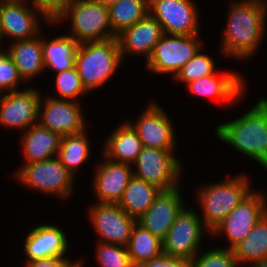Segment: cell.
Masks as SVG:
<instances>
[{"instance_id": "obj_1", "label": "cell", "mask_w": 267, "mask_h": 267, "mask_svg": "<svg viewBox=\"0 0 267 267\" xmlns=\"http://www.w3.org/2000/svg\"><path fill=\"white\" fill-rule=\"evenodd\" d=\"M229 6L220 53L246 60L255 55L266 33L267 6L246 0L231 1Z\"/></svg>"}, {"instance_id": "obj_2", "label": "cell", "mask_w": 267, "mask_h": 267, "mask_svg": "<svg viewBox=\"0 0 267 267\" xmlns=\"http://www.w3.org/2000/svg\"><path fill=\"white\" fill-rule=\"evenodd\" d=\"M220 141L267 167V97L258 99L249 111L215 127Z\"/></svg>"}, {"instance_id": "obj_3", "label": "cell", "mask_w": 267, "mask_h": 267, "mask_svg": "<svg viewBox=\"0 0 267 267\" xmlns=\"http://www.w3.org/2000/svg\"><path fill=\"white\" fill-rule=\"evenodd\" d=\"M252 188L244 174L198 188L196 198L201 209L200 217L210 233L253 191Z\"/></svg>"}, {"instance_id": "obj_4", "label": "cell", "mask_w": 267, "mask_h": 267, "mask_svg": "<svg viewBox=\"0 0 267 267\" xmlns=\"http://www.w3.org/2000/svg\"><path fill=\"white\" fill-rule=\"evenodd\" d=\"M117 38L81 43L75 54V64L82 84L89 92L103 86L122 63Z\"/></svg>"}, {"instance_id": "obj_5", "label": "cell", "mask_w": 267, "mask_h": 267, "mask_svg": "<svg viewBox=\"0 0 267 267\" xmlns=\"http://www.w3.org/2000/svg\"><path fill=\"white\" fill-rule=\"evenodd\" d=\"M66 20L71 24L67 35L79 44L117 37L111 28L108 7L94 0H70L52 24Z\"/></svg>"}, {"instance_id": "obj_6", "label": "cell", "mask_w": 267, "mask_h": 267, "mask_svg": "<svg viewBox=\"0 0 267 267\" xmlns=\"http://www.w3.org/2000/svg\"><path fill=\"white\" fill-rule=\"evenodd\" d=\"M14 178L26 188L66 199L72 195L75 177L57 157L22 165Z\"/></svg>"}, {"instance_id": "obj_7", "label": "cell", "mask_w": 267, "mask_h": 267, "mask_svg": "<svg viewBox=\"0 0 267 267\" xmlns=\"http://www.w3.org/2000/svg\"><path fill=\"white\" fill-rule=\"evenodd\" d=\"M174 150H162L143 146L136 161L132 164L133 176L156 186L162 191L180 186L181 163Z\"/></svg>"}, {"instance_id": "obj_8", "label": "cell", "mask_w": 267, "mask_h": 267, "mask_svg": "<svg viewBox=\"0 0 267 267\" xmlns=\"http://www.w3.org/2000/svg\"><path fill=\"white\" fill-rule=\"evenodd\" d=\"M205 231L210 234L197 211L184 206L162 240L163 254L191 261L200 250Z\"/></svg>"}, {"instance_id": "obj_9", "label": "cell", "mask_w": 267, "mask_h": 267, "mask_svg": "<svg viewBox=\"0 0 267 267\" xmlns=\"http://www.w3.org/2000/svg\"><path fill=\"white\" fill-rule=\"evenodd\" d=\"M200 34L169 35L163 34L155 45L151 57L146 62V69L156 74L175 75L179 70L202 50Z\"/></svg>"}, {"instance_id": "obj_10", "label": "cell", "mask_w": 267, "mask_h": 267, "mask_svg": "<svg viewBox=\"0 0 267 267\" xmlns=\"http://www.w3.org/2000/svg\"><path fill=\"white\" fill-rule=\"evenodd\" d=\"M261 193L254 189L210 234L214 237L225 235L229 243L227 248L243 240L267 212V199Z\"/></svg>"}, {"instance_id": "obj_11", "label": "cell", "mask_w": 267, "mask_h": 267, "mask_svg": "<svg viewBox=\"0 0 267 267\" xmlns=\"http://www.w3.org/2000/svg\"><path fill=\"white\" fill-rule=\"evenodd\" d=\"M149 14L160 23L164 34L200 33V13L194 0H149Z\"/></svg>"}, {"instance_id": "obj_12", "label": "cell", "mask_w": 267, "mask_h": 267, "mask_svg": "<svg viewBox=\"0 0 267 267\" xmlns=\"http://www.w3.org/2000/svg\"><path fill=\"white\" fill-rule=\"evenodd\" d=\"M41 96L38 123L61 136L75 135L86 130L85 118L79 101ZM43 99V100H42Z\"/></svg>"}, {"instance_id": "obj_13", "label": "cell", "mask_w": 267, "mask_h": 267, "mask_svg": "<svg viewBox=\"0 0 267 267\" xmlns=\"http://www.w3.org/2000/svg\"><path fill=\"white\" fill-rule=\"evenodd\" d=\"M99 241L126 247L137 219L129 216L118 204L96 202L89 212Z\"/></svg>"}, {"instance_id": "obj_14", "label": "cell", "mask_w": 267, "mask_h": 267, "mask_svg": "<svg viewBox=\"0 0 267 267\" xmlns=\"http://www.w3.org/2000/svg\"><path fill=\"white\" fill-rule=\"evenodd\" d=\"M27 4L25 0H1L0 21L3 39L8 37L13 42L36 37L41 33L40 15L46 23L52 24L40 10Z\"/></svg>"}, {"instance_id": "obj_15", "label": "cell", "mask_w": 267, "mask_h": 267, "mask_svg": "<svg viewBox=\"0 0 267 267\" xmlns=\"http://www.w3.org/2000/svg\"><path fill=\"white\" fill-rule=\"evenodd\" d=\"M41 92L35 87L0 95V126L26 131L38 123Z\"/></svg>"}, {"instance_id": "obj_16", "label": "cell", "mask_w": 267, "mask_h": 267, "mask_svg": "<svg viewBox=\"0 0 267 267\" xmlns=\"http://www.w3.org/2000/svg\"><path fill=\"white\" fill-rule=\"evenodd\" d=\"M127 122L137 132L143 146L162 150H175L174 124L164 109L154 102L147 104L135 122Z\"/></svg>"}, {"instance_id": "obj_17", "label": "cell", "mask_w": 267, "mask_h": 267, "mask_svg": "<svg viewBox=\"0 0 267 267\" xmlns=\"http://www.w3.org/2000/svg\"><path fill=\"white\" fill-rule=\"evenodd\" d=\"M104 161L96 164L93 190L98 203L117 204L133 177V166L112 161L104 156Z\"/></svg>"}, {"instance_id": "obj_18", "label": "cell", "mask_w": 267, "mask_h": 267, "mask_svg": "<svg viewBox=\"0 0 267 267\" xmlns=\"http://www.w3.org/2000/svg\"><path fill=\"white\" fill-rule=\"evenodd\" d=\"M179 186L161 191L148 210L137 219V222L154 236L163 240L175 222L177 214L185 204Z\"/></svg>"}, {"instance_id": "obj_19", "label": "cell", "mask_w": 267, "mask_h": 267, "mask_svg": "<svg viewBox=\"0 0 267 267\" xmlns=\"http://www.w3.org/2000/svg\"><path fill=\"white\" fill-rule=\"evenodd\" d=\"M160 23L148 14L133 26L117 35L122 60L126 55H141L146 61L151 57L155 45L163 36Z\"/></svg>"}, {"instance_id": "obj_20", "label": "cell", "mask_w": 267, "mask_h": 267, "mask_svg": "<svg viewBox=\"0 0 267 267\" xmlns=\"http://www.w3.org/2000/svg\"><path fill=\"white\" fill-rule=\"evenodd\" d=\"M245 81L236 72L217 73L201 77L186 84L188 91L193 95L214 97L219 103L232 105L240 101L245 92Z\"/></svg>"}, {"instance_id": "obj_21", "label": "cell", "mask_w": 267, "mask_h": 267, "mask_svg": "<svg viewBox=\"0 0 267 267\" xmlns=\"http://www.w3.org/2000/svg\"><path fill=\"white\" fill-rule=\"evenodd\" d=\"M68 242L63 228L47 223L38 225L27 233L24 240L26 262L46 257H64L69 248Z\"/></svg>"}, {"instance_id": "obj_22", "label": "cell", "mask_w": 267, "mask_h": 267, "mask_svg": "<svg viewBox=\"0 0 267 267\" xmlns=\"http://www.w3.org/2000/svg\"><path fill=\"white\" fill-rule=\"evenodd\" d=\"M10 43L5 51L18 68L24 82L45 72L41 33L31 39Z\"/></svg>"}, {"instance_id": "obj_23", "label": "cell", "mask_w": 267, "mask_h": 267, "mask_svg": "<svg viewBox=\"0 0 267 267\" xmlns=\"http://www.w3.org/2000/svg\"><path fill=\"white\" fill-rule=\"evenodd\" d=\"M62 136L36 123L22 135V149L25 164L57 157Z\"/></svg>"}, {"instance_id": "obj_24", "label": "cell", "mask_w": 267, "mask_h": 267, "mask_svg": "<svg viewBox=\"0 0 267 267\" xmlns=\"http://www.w3.org/2000/svg\"><path fill=\"white\" fill-rule=\"evenodd\" d=\"M103 155L106 158L133 164L143 148L142 141L133 127L125 121L104 141Z\"/></svg>"}, {"instance_id": "obj_25", "label": "cell", "mask_w": 267, "mask_h": 267, "mask_svg": "<svg viewBox=\"0 0 267 267\" xmlns=\"http://www.w3.org/2000/svg\"><path fill=\"white\" fill-rule=\"evenodd\" d=\"M231 249L238 265L246 263L250 267L267 259V212L249 234Z\"/></svg>"}, {"instance_id": "obj_26", "label": "cell", "mask_w": 267, "mask_h": 267, "mask_svg": "<svg viewBox=\"0 0 267 267\" xmlns=\"http://www.w3.org/2000/svg\"><path fill=\"white\" fill-rule=\"evenodd\" d=\"M45 70L54 73L67 71L74 67L75 54L79 43L69 35H61L47 40L42 35Z\"/></svg>"}, {"instance_id": "obj_27", "label": "cell", "mask_w": 267, "mask_h": 267, "mask_svg": "<svg viewBox=\"0 0 267 267\" xmlns=\"http://www.w3.org/2000/svg\"><path fill=\"white\" fill-rule=\"evenodd\" d=\"M162 190L133 176L117 203L129 216L138 219L153 204Z\"/></svg>"}, {"instance_id": "obj_28", "label": "cell", "mask_w": 267, "mask_h": 267, "mask_svg": "<svg viewBox=\"0 0 267 267\" xmlns=\"http://www.w3.org/2000/svg\"><path fill=\"white\" fill-rule=\"evenodd\" d=\"M126 249L133 266L150 261L163 253L162 240L138 222L133 227Z\"/></svg>"}, {"instance_id": "obj_29", "label": "cell", "mask_w": 267, "mask_h": 267, "mask_svg": "<svg viewBox=\"0 0 267 267\" xmlns=\"http://www.w3.org/2000/svg\"><path fill=\"white\" fill-rule=\"evenodd\" d=\"M110 24L117 36L149 14V0H119L108 7Z\"/></svg>"}, {"instance_id": "obj_30", "label": "cell", "mask_w": 267, "mask_h": 267, "mask_svg": "<svg viewBox=\"0 0 267 267\" xmlns=\"http://www.w3.org/2000/svg\"><path fill=\"white\" fill-rule=\"evenodd\" d=\"M86 132L85 130L82 133L65 135L61 138L57 158L74 177L79 167L85 163L91 153L90 140Z\"/></svg>"}, {"instance_id": "obj_31", "label": "cell", "mask_w": 267, "mask_h": 267, "mask_svg": "<svg viewBox=\"0 0 267 267\" xmlns=\"http://www.w3.org/2000/svg\"><path fill=\"white\" fill-rule=\"evenodd\" d=\"M199 50L175 75L174 80L187 84L201 77L215 74L216 68L212 57Z\"/></svg>"}, {"instance_id": "obj_32", "label": "cell", "mask_w": 267, "mask_h": 267, "mask_svg": "<svg viewBox=\"0 0 267 267\" xmlns=\"http://www.w3.org/2000/svg\"><path fill=\"white\" fill-rule=\"evenodd\" d=\"M56 75V93L59 95L57 97L50 95L51 97L76 101L79 95L84 96V94L90 93L83 86L75 66L67 71L56 73Z\"/></svg>"}, {"instance_id": "obj_33", "label": "cell", "mask_w": 267, "mask_h": 267, "mask_svg": "<svg viewBox=\"0 0 267 267\" xmlns=\"http://www.w3.org/2000/svg\"><path fill=\"white\" fill-rule=\"evenodd\" d=\"M96 261L100 267H134L126 247L110 243H97Z\"/></svg>"}, {"instance_id": "obj_34", "label": "cell", "mask_w": 267, "mask_h": 267, "mask_svg": "<svg viewBox=\"0 0 267 267\" xmlns=\"http://www.w3.org/2000/svg\"><path fill=\"white\" fill-rule=\"evenodd\" d=\"M200 253V254H199ZM192 267H238L232 249L217 247L198 254L191 260Z\"/></svg>"}, {"instance_id": "obj_35", "label": "cell", "mask_w": 267, "mask_h": 267, "mask_svg": "<svg viewBox=\"0 0 267 267\" xmlns=\"http://www.w3.org/2000/svg\"><path fill=\"white\" fill-rule=\"evenodd\" d=\"M22 82L24 83L13 60L5 49L0 48V95L3 92L19 91L18 85Z\"/></svg>"}, {"instance_id": "obj_36", "label": "cell", "mask_w": 267, "mask_h": 267, "mask_svg": "<svg viewBox=\"0 0 267 267\" xmlns=\"http://www.w3.org/2000/svg\"><path fill=\"white\" fill-rule=\"evenodd\" d=\"M84 258L72 261L67 256L64 257H46L33 261H27L26 267H83Z\"/></svg>"}, {"instance_id": "obj_37", "label": "cell", "mask_w": 267, "mask_h": 267, "mask_svg": "<svg viewBox=\"0 0 267 267\" xmlns=\"http://www.w3.org/2000/svg\"><path fill=\"white\" fill-rule=\"evenodd\" d=\"M70 0H30L32 6L40 10L51 22L62 12Z\"/></svg>"}, {"instance_id": "obj_38", "label": "cell", "mask_w": 267, "mask_h": 267, "mask_svg": "<svg viewBox=\"0 0 267 267\" xmlns=\"http://www.w3.org/2000/svg\"><path fill=\"white\" fill-rule=\"evenodd\" d=\"M134 267H192V264L189 260L167 256L162 253L156 258L137 264Z\"/></svg>"}, {"instance_id": "obj_39", "label": "cell", "mask_w": 267, "mask_h": 267, "mask_svg": "<svg viewBox=\"0 0 267 267\" xmlns=\"http://www.w3.org/2000/svg\"><path fill=\"white\" fill-rule=\"evenodd\" d=\"M94 1L101 3L102 5H105L106 7H109L115 4L116 2H118L119 0H94Z\"/></svg>"}, {"instance_id": "obj_40", "label": "cell", "mask_w": 267, "mask_h": 267, "mask_svg": "<svg viewBox=\"0 0 267 267\" xmlns=\"http://www.w3.org/2000/svg\"><path fill=\"white\" fill-rule=\"evenodd\" d=\"M250 267H267V259H265L264 261L255 263Z\"/></svg>"}, {"instance_id": "obj_41", "label": "cell", "mask_w": 267, "mask_h": 267, "mask_svg": "<svg viewBox=\"0 0 267 267\" xmlns=\"http://www.w3.org/2000/svg\"><path fill=\"white\" fill-rule=\"evenodd\" d=\"M0 6H1V0H0ZM2 42H3V34H2V30H1V21H0V48H3Z\"/></svg>"}, {"instance_id": "obj_42", "label": "cell", "mask_w": 267, "mask_h": 267, "mask_svg": "<svg viewBox=\"0 0 267 267\" xmlns=\"http://www.w3.org/2000/svg\"><path fill=\"white\" fill-rule=\"evenodd\" d=\"M246 1L258 2L267 6V0H246Z\"/></svg>"}]
</instances>
